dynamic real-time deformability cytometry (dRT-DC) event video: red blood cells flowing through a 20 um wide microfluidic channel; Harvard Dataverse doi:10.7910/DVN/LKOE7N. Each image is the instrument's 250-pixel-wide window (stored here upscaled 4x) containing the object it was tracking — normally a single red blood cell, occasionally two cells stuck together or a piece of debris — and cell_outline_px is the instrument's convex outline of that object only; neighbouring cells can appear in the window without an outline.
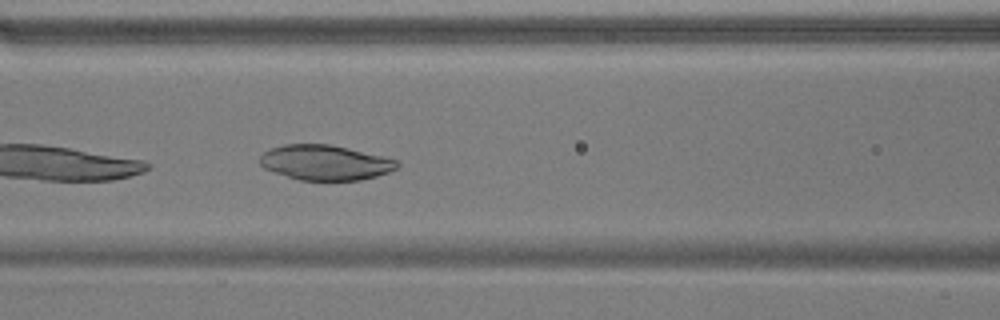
{"species": "common noctule bat (a hibernating species)", "species_latin": "Nyctalus noctula", "temperature_condition": "warm", "stored_images_in_passage": 38, "camera_frame_rate_fps": 3000, "um_per_image_px": 0.085, "animal": {"sex": "male", "body_mass_g": 17.9}, "frame": {"image": 1, "passage_image": 7, "time_ms": 2.0, "image_size_px": [1000, 320], "cell_outline_px": [[400, 164], [396, 168], [388, 172], [376, 176], [360, 180], [300, 180], [264, 168], [260, 164], [260, 156], [264, 152], [272, 148], [284, 144], [328, 144], [348, 148], [396, 160]], "centroid_in_image_um": [27.62, 13.81], "position_along_channel_um": 139.0, "area_um2": 27.63}}
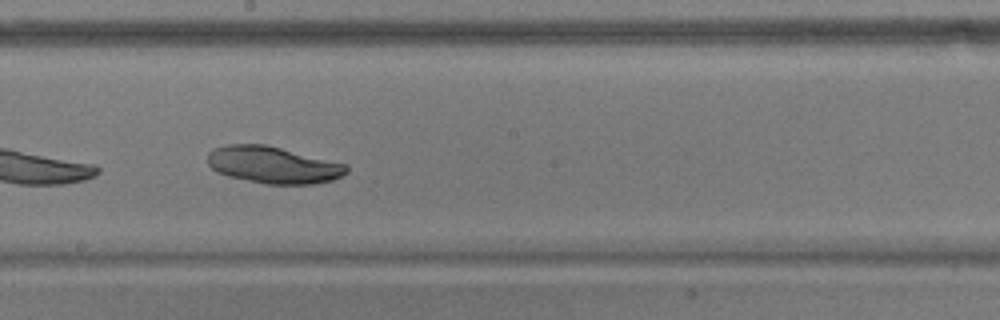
{"frame": {"image": 2, "passage_image": 14, "time_ms": 4.333, "image_size_px": [1000, 320], "cell_outline_px": [[348, 172], [332, 180], [312, 184], [264, 184], [228, 176], [216, 172], [208, 164], [208, 152], [216, 148], [228, 144], [264, 144], [348, 164]], "centroid_in_image_um": [23.22, 14.02], "position_along_channel_um": 225.0, "area_um2": 29.82}}
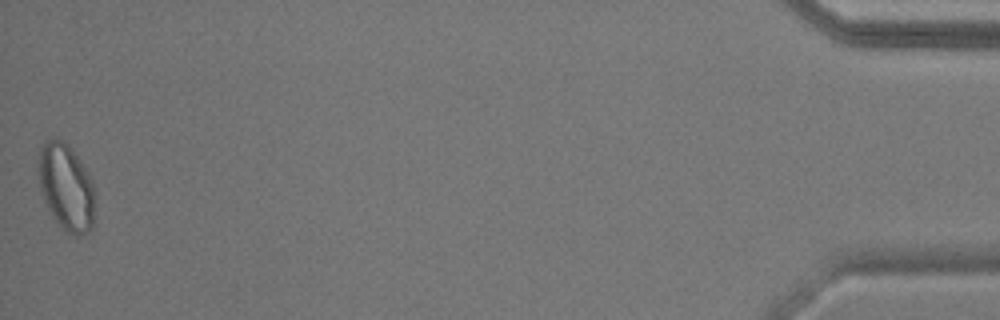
{"frame": {"image": 3, "passage_image": 38, "time_ms": 12.333, "image_size_px": [1000, 320], "cell_outline_px": [[92, 228], [76, 236], [60, 228], [52, 216], [44, 200], [40, 188], [40, 152], [44, 140], [56, 136], [64, 140], [68, 144], [80, 160], [88, 172], [92, 180]], "centroid_in_image_um": [5.6, 15.86], "position_along_channel_um": 429.6, "area_um2": 27.98}}